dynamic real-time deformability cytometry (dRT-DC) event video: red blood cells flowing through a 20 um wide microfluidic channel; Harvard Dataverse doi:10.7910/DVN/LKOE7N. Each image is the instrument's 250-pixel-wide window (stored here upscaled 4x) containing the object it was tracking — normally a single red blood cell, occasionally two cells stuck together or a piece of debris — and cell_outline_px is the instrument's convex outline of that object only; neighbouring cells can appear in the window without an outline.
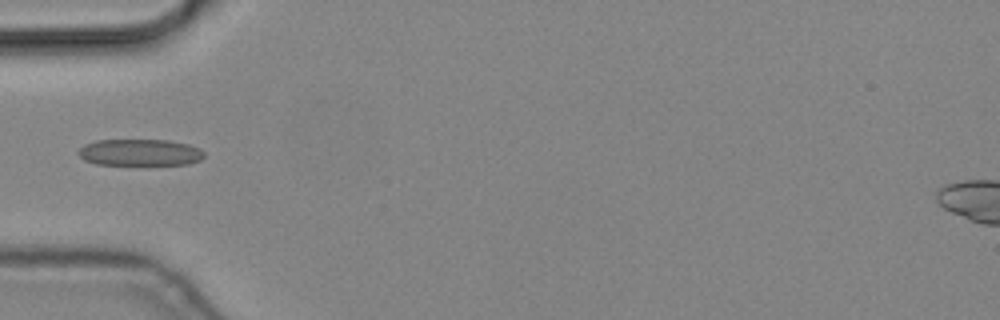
{"species": "common noctule bat (a hibernating species)", "species_latin": "Nyctalus noctula", "temperature_condition": "cold", "stored_images_in_passage": 5, "camera_frame_rate_fps": 3000, "um_per_image_px": 0.085, "animal": {"sex": "male", "body_mass_g": 19.2, "forearm_length_mm": 51.8}, "frame": {"image": 1, "passage_image": 5, "time_ms": 1.333, "image_size_px": [1000, 320], "cell_outline_px": [[204, 156], [200, 160], [188, 164], [96, 164], [84, 160], [76, 152], [84, 144], [96, 140], [168, 140], [188, 144], [200, 148], [204, 152]], "centroid_in_image_um": [11.88, 12.95], "position_along_channel_um": 73.1, "area_um2": 19.48}}